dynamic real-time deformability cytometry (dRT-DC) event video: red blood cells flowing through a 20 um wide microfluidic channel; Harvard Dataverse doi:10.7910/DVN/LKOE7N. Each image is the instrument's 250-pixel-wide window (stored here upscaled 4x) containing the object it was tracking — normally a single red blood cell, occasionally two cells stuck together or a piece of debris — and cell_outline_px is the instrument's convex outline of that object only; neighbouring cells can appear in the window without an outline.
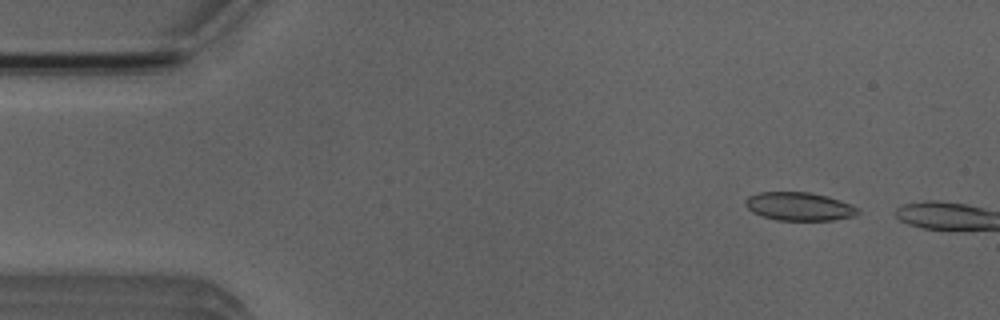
{"species": "Egyptian fruit bat (a non-hibernating species)", "species_latin": "Rousettus aegyptiacus", "temperature_condition": "room temperature", "stored_images_in_passage": 3, "camera_frame_rate_fps": 3000, "um_per_image_px": 0.085, "animal": {"sex": "male"}, "frame": {"image": 1, "passage_image": 1, "time_ms": 0.0, "image_size_px": [1000, 320], "cell_outline_px": [[860, 212], [856, 216], [832, 220], [776, 220], [752, 212], [744, 204], [744, 200], [748, 196], [756, 192], [808, 192], [828, 196], [852, 204]], "centroid_in_image_um": [67.92, 17.54], "position_along_channel_um": 17.1, "area_um2": 18.67}}